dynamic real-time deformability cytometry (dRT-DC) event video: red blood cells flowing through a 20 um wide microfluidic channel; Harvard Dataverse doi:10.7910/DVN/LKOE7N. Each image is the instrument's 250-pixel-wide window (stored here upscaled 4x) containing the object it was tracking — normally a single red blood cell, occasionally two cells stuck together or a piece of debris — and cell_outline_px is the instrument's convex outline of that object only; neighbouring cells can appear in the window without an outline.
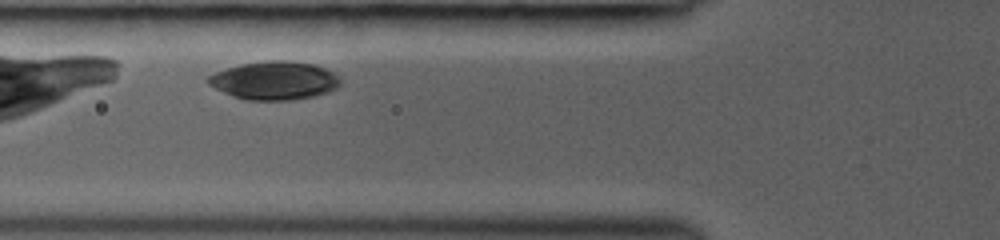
{"species": "common noctule bat (a hibernating species)", "species_latin": "Nyctalus noctula", "temperature_condition": "room temperature", "stored_images_in_passage": 4, "camera_frame_rate_fps": 3000, "um_per_image_px": 0.085, "animal": {"sex": "female", "body_mass_g": 19.0, "forearm_length_mm": 53.3}, "frame": {"image": 1, "passage_image": 2, "time_ms": 1.0, "image_size_px": [1000, 240], "cell_outline_px": [[340, 84], [336, 88], [328, 92], [312, 96], [292, 100], [244, 100], [232, 96], [208, 84], [208, 76], [216, 72], [240, 64], [268, 60], [288, 60], [312, 64], [324, 68], [340, 76]], "centroid_in_image_um": [23.33, 6.84], "position_along_channel_um": 102.5, "area_um2": 29.42}}
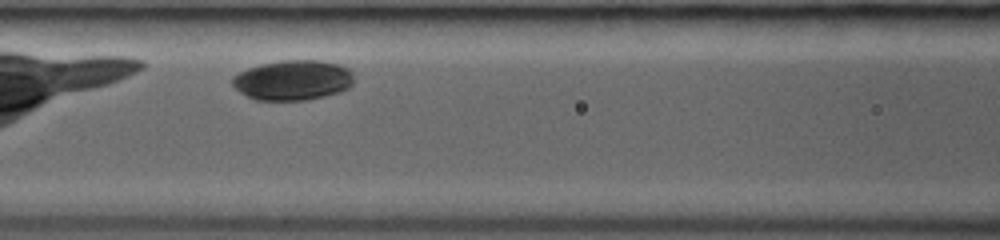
{"frame": {"image": 2, "passage_image": 3, "time_ms": 2.0, "image_size_px": [1000, 240], "cell_outline_px": [[352, 84], [348, 88], [340, 92], [324, 96], [304, 100], [256, 100], [240, 92], [232, 84], [232, 76], [248, 68], [260, 64], [280, 60], [316, 60], [340, 64], [348, 68], [352, 72]], "centroid_in_image_um": [24.89, 6.8], "position_along_channel_um": 141.7, "area_um2": 28.38}}
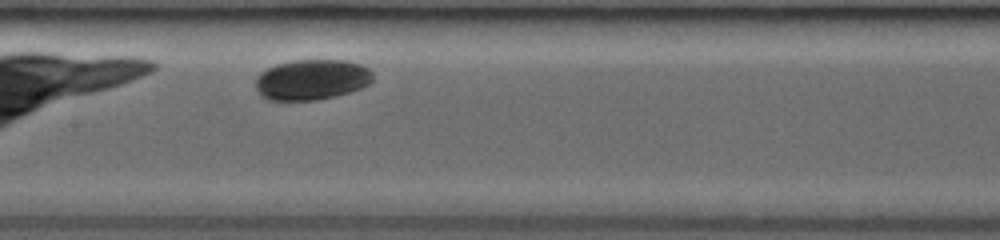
{"frame": {"image": 3, "passage_image": 4, "time_ms": 3.0, "image_size_px": [1000, 240], "cell_outline_px": [[372, 80], [368, 84], [360, 88], [336, 96], [316, 100], [268, 100], [260, 96], [256, 88], [256, 76], [260, 72], [276, 64], [296, 60], [344, 60], [360, 64], [368, 68], [372, 72]], "centroid_in_image_um": [26.47, 6.77], "position_along_channel_um": 180.9, "area_um2": 27.69}}